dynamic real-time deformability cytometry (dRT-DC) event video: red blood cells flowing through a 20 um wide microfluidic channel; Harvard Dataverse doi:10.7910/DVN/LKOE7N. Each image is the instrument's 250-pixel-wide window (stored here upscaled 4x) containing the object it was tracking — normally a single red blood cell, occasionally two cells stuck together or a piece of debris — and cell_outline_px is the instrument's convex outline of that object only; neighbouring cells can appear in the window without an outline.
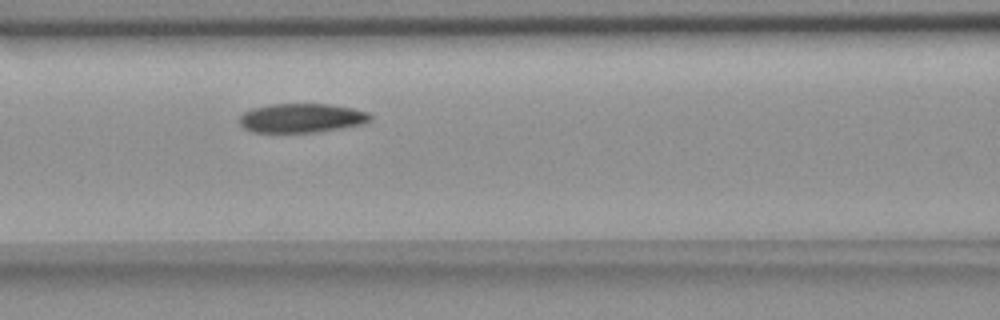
{"species": "common noctule bat (a hibernating species)", "species_latin": "Nyctalus noctula", "temperature_condition": "room temperature", "stored_images_in_passage": 4, "camera_frame_rate_fps": 3000, "um_per_image_px": 0.085, "animal": {"sex": "female", "body_mass_g": 18.4}, "frame": {"image": 1, "passage_image": 4, "time_ms": 3.333, "image_size_px": [1000, 320], "cell_outline_px": [[372, 120], [364, 124], [316, 132], [252, 132], [244, 128], [236, 120], [244, 112], [252, 108], [268, 104], [328, 104], [352, 108], [368, 112], [372, 116]], "centroid_in_image_um": [25.62, 10.03], "position_along_channel_um": 141.0, "area_um2": 22.37}}